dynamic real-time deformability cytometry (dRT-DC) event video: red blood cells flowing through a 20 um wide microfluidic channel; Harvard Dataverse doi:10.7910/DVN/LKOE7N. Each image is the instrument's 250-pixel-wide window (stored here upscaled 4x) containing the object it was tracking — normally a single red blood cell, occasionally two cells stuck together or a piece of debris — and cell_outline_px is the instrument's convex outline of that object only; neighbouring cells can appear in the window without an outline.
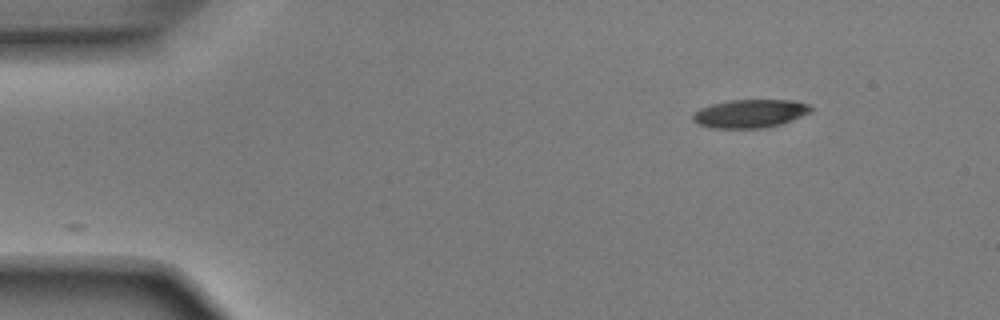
{"species": "Egyptian fruit bat (a non-hibernating species)", "species_latin": "Rousettus aegyptiacus", "temperature_condition": "room temperature", "stored_images_in_passage": 29, "camera_frame_rate_fps": 3000, "um_per_image_px": 0.085, "animal": {"sex": "male"}, "frame": {"image": 1, "passage_image": 1, "time_ms": 0.0, "image_size_px": [1000, 320], "cell_outline_px": [[812, 112], [780, 124], [760, 128], [712, 128], [696, 124], [692, 120], [692, 112], [700, 108], [712, 104], [728, 100], [796, 100], [808, 104], [812, 108]], "centroid_in_image_um": [63.71, 9.65], "position_along_channel_um": 21.3, "area_um2": 19.59}}
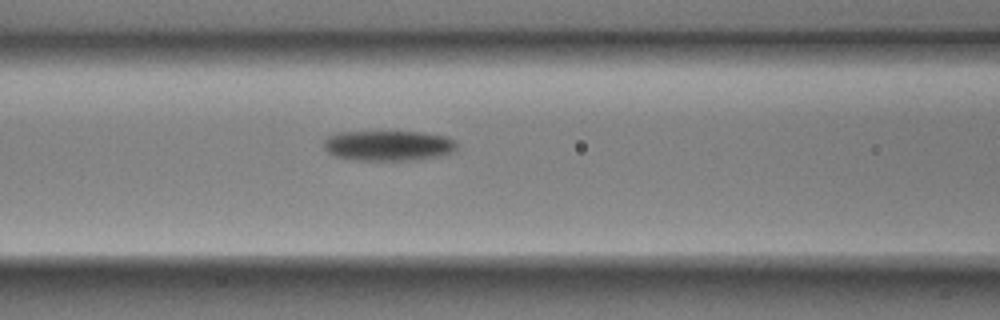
{"frame": {"image": 2, "passage_image": 16, "time_ms": 5.0, "image_size_px": [1000, 320], "cell_outline_px": [[456, 148], [452, 152], [436, 156], [416, 160], [356, 160], [336, 156], [328, 152], [324, 148], [324, 140], [328, 136], [340, 132], [416, 132], [448, 136], [456, 144]], "centroid_in_image_um": [32.98, 12.38], "position_along_channel_um": 133.6, "area_um2": 23.24}}
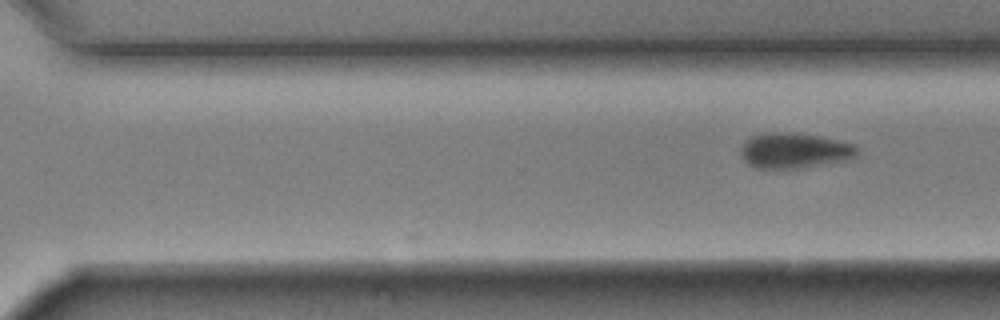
{"frame": {"image": 3, "passage_image": 29, "time_ms": 9.333, "image_size_px": [1000, 320], "cell_outline_px": [[856, 156], [844, 160], [796, 168], [756, 168], [748, 164], [744, 160], [740, 152], [740, 148], [752, 136], [764, 132], [788, 132], [820, 136], [856, 144]], "centroid_in_image_um": [67.49, 12.78], "position_along_channel_um": 303.1, "area_um2": 23.7}}